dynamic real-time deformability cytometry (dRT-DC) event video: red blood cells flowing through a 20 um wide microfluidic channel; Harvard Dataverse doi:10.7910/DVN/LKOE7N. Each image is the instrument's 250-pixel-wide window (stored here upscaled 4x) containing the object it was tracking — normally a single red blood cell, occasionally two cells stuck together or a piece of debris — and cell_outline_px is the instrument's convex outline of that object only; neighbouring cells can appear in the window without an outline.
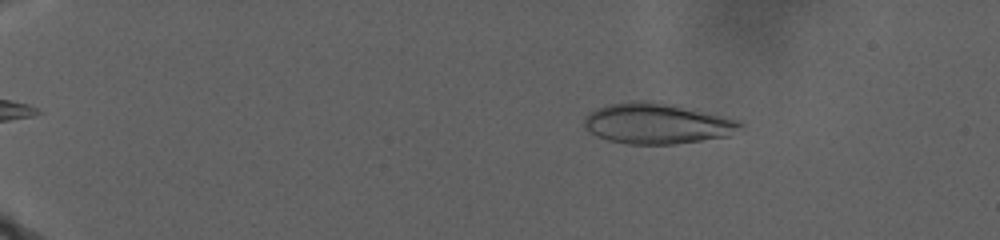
{"species": "human", "species_latin": "Homo sapiens", "temperature_condition": "warm", "stored_images_in_passage": 54, "camera_frame_rate_fps": 3000, "um_per_image_px": 0.085, "donor": {"sex": "male"}, "frame": {"image": 1, "passage_image": 14, "time_ms": 6.333, "image_size_px": [1000, 240], "cell_outline_px": [[744, 128], [728, 136], [676, 144], [628, 144], [608, 140], [596, 136], [584, 124], [584, 116], [596, 108], [608, 104], [632, 100], [648, 100], [672, 104], [724, 116], [740, 120], [744, 124]], "centroid_in_image_um": [55.88, 10.49], "position_along_channel_um": 29.1, "area_um2": 37.22}}
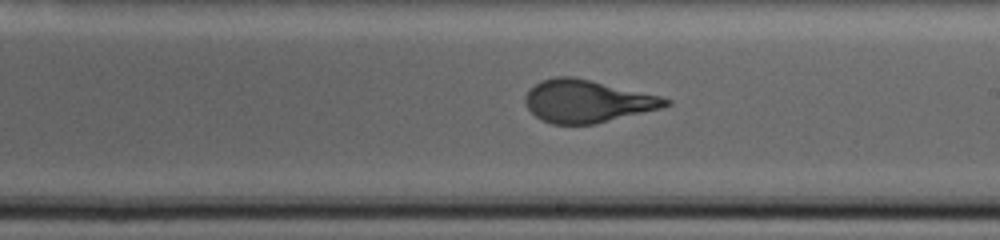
{"frame": {"image": 2, "passage_image": 37, "time_ms": 23.333, "image_size_px": [1000, 240], "cell_outline_px": [[672, 104], [664, 108], [596, 124], [552, 124], [540, 120], [528, 108], [524, 100], [524, 96], [540, 80], [556, 76], [572, 76], [592, 80], [660, 96], [672, 100]], "centroid_in_image_um": [49.94, 8.61], "position_along_channel_um": 239.1, "area_um2": 35.03}}
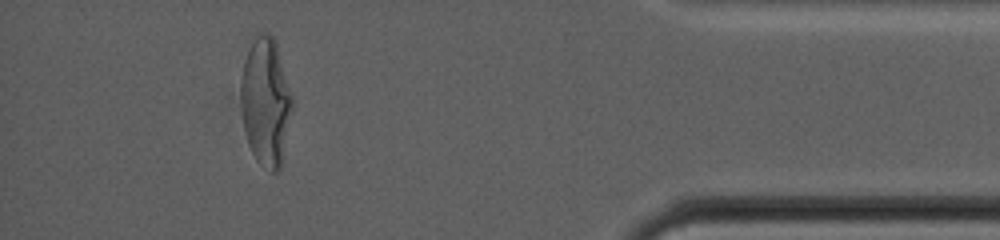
{"frame": {"image": 3, "passage_image": 50, "time_ms": 34.0, "image_size_px": [1000, 240], "cell_outline_px": [[292, 112], [280, 168], [276, 172], [272, 172], [260, 164], [256, 160], [248, 144], [244, 128], [240, 104], [240, 80], [244, 60], [248, 48], [256, 36], [260, 32], [268, 32], [272, 36], [276, 44], [292, 96]], "centroid_in_image_um": [22.56, 8.65], "position_along_channel_um": 412.6, "area_um2": 38.26}}